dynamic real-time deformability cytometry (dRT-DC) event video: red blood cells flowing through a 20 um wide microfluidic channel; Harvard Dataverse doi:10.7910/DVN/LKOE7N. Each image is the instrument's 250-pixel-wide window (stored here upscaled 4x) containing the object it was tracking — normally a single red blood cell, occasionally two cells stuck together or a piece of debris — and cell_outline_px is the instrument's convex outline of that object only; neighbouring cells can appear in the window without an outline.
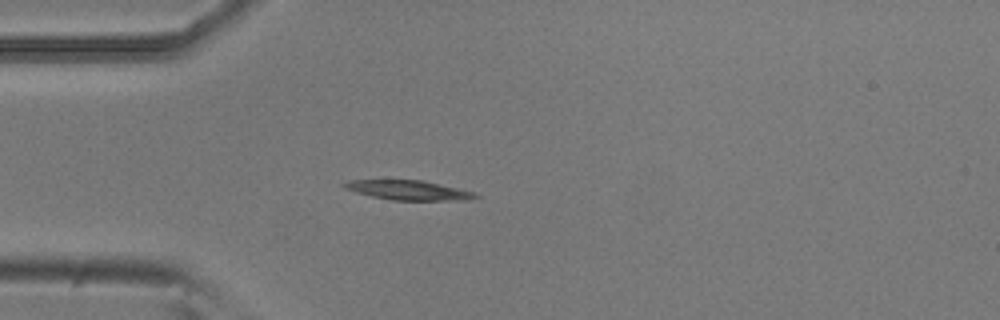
{"species": "common noctule bat (a hibernating species)", "species_latin": "Nyctalus noctula", "temperature_condition": "room temperature", "stored_images_in_passage": 5, "camera_frame_rate_fps": 3000, "um_per_image_px": 0.085, "animal": {"sex": "male", "body_mass_g": 20.5, "forearm_length_mm": 52.5}, "frame": {"image": 1, "passage_image": 5, "time_ms": 1.333, "image_size_px": [1000, 320], "cell_outline_px": [[480, 196], [464, 200], [392, 200], [372, 196], [356, 192], [344, 188], [340, 184], [348, 180], [424, 180], [476, 192]], "centroid_in_image_um": [34.72, 16.16], "position_along_channel_um": 50.3, "area_um2": 14.97}}